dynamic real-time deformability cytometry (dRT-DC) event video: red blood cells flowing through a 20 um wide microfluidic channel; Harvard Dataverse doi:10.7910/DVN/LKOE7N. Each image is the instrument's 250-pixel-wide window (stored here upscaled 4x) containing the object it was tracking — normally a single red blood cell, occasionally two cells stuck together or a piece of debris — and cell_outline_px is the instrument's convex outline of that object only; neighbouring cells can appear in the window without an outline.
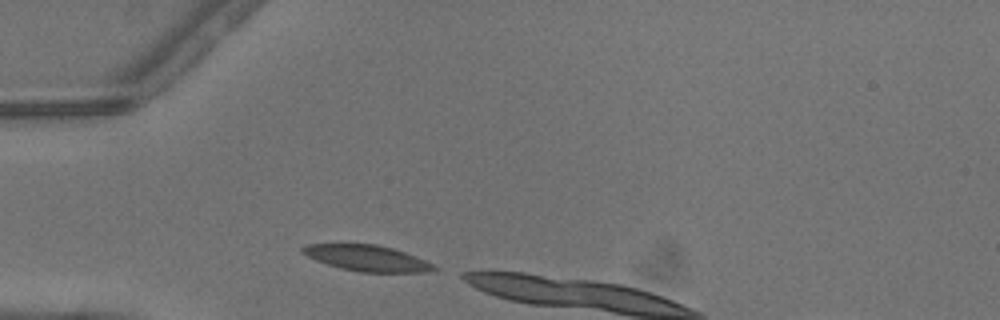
{"species": "common noctule bat (a hibernating species)", "species_latin": "Nyctalus noctula", "temperature_condition": "warm", "stored_images_in_passage": 2, "camera_frame_rate_fps": 3000, "um_per_image_px": 0.085, "animal": {"sex": "male", "body_mass_g": 13.3}, "frame": {"image": 1, "passage_image": 1, "time_ms": 0.0, "image_size_px": [1000, 320], "cell_outline_px": [[436, 268], [428, 272], [360, 272], [340, 268], [316, 260], [300, 252], [300, 248], [308, 244], [376, 244], [392, 248], [404, 252], [424, 260], [432, 264]], "centroid_in_image_um": [31.15, 21.94], "position_along_channel_um": 53.8, "area_um2": 19.59}}